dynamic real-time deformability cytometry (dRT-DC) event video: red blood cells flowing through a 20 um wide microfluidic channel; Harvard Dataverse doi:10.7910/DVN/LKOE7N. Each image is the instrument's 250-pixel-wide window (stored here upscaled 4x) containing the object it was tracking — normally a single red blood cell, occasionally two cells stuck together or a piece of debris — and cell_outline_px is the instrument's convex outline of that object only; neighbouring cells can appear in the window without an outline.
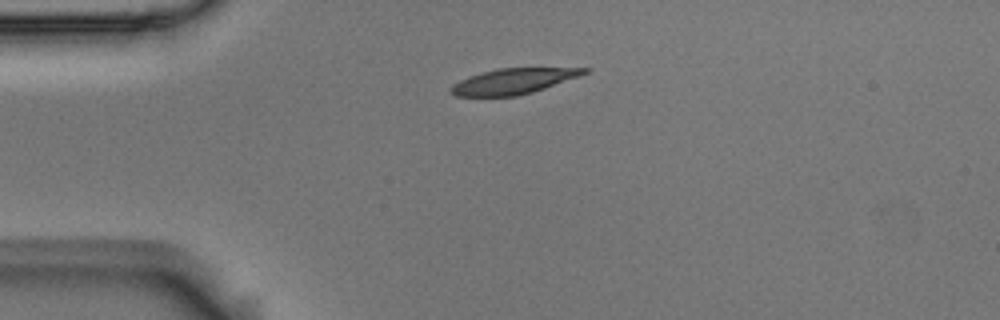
{"species": "Egyptian fruit bat (a non-hibernating species)", "species_latin": "Rousettus aegyptiacus", "temperature_condition": "room temperature", "stored_images_in_passage": 2, "camera_frame_rate_fps": 3000, "um_per_image_px": 0.085, "animal": {"sex": "male"}, "frame": {"image": 1, "passage_image": 1, "time_ms": 0.0, "image_size_px": [1000, 320], "cell_outline_px": [[592, 68], [588, 72], [544, 88], [532, 92], [516, 96], [456, 96], [448, 88], [452, 84], [460, 80], [496, 68]], "centroid_in_image_um": [43.6, 6.9], "position_along_channel_um": 41.4, "area_um2": 19.42}}